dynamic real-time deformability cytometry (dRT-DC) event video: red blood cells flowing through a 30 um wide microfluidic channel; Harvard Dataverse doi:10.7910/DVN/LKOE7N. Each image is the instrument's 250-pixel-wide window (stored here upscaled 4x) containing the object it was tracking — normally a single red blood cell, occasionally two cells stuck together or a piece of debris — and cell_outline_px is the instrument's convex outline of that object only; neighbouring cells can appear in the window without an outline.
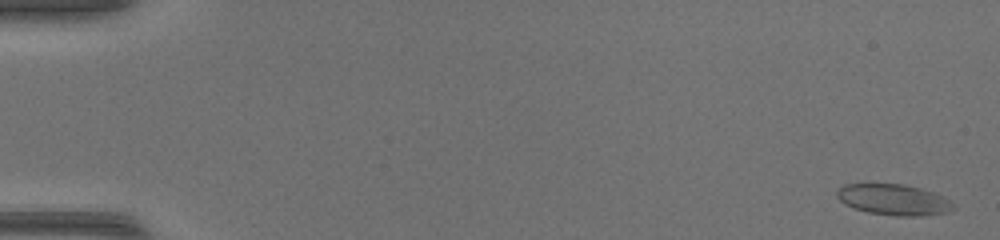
{"species": "common noctule bat (a hibernating species)", "species_latin": "Nyctalus noctula", "temperature_condition": "warm", "stored_images_in_passage": 49, "camera_frame_rate_fps": 3000, "um_per_image_px": 0.085, "animal": {"sex": "female", "body_mass_g": 17.0, "forearm_length_mm": 48.0}, "frame": {"image": 1, "passage_image": 2, "time_ms": 0.333, "image_size_px": [1000, 240], "cell_outline_px": [[956, 208], [948, 212], [920, 216], [896, 216], [868, 212], [844, 204], [836, 196], [836, 192], [844, 184], [904, 184], [920, 188], [944, 196], [956, 204]], "centroid_in_image_um": [76.01, 16.97], "position_along_channel_um": 9.0, "area_um2": 21.04}}
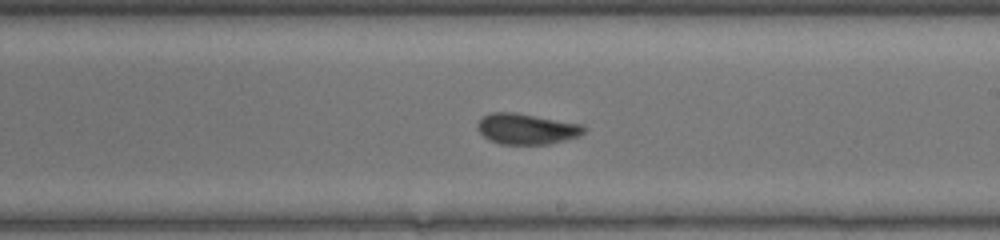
{"frame": {"image": 2, "passage_image": 30, "time_ms": 9.667, "image_size_px": [1000, 240], "cell_outline_px": [[588, 128], [580, 136], [548, 144], [500, 144], [488, 140], [476, 128], [476, 124], [484, 116], [492, 112], [516, 112], [584, 124]], "centroid_in_image_um": [44.79, 10.95], "position_along_channel_um": 244.2, "area_um2": 19.31}}
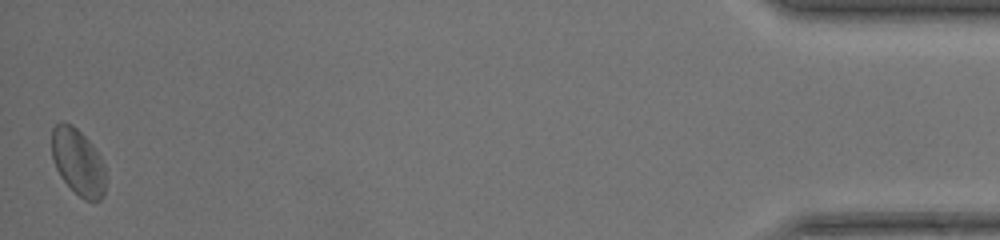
{"frame": {"image": 3, "passage_image": 49, "time_ms": 16.0, "image_size_px": [1000, 240], "cell_outline_px": [[104, 196], [100, 200], [84, 200], [60, 176], [52, 160], [52, 128], [56, 124], [64, 120], [72, 124], [92, 144], [104, 164]], "centroid_in_image_um": [6.61, 13.74], "position_along_channel_um": 428.6, "area_um2": 20.69}, "authors_computed_cell_mechanics": {"area_um2": 19.652, "velocity_mm_per_s": 4.3392, "shape_relaxation_time_tau1_ms": 5.1256, "shape_relaxation_time_tau2_ms": 0.9973, "deformation_change_tau1": 0.129, "deformation_change_tau2": 0.0595}}